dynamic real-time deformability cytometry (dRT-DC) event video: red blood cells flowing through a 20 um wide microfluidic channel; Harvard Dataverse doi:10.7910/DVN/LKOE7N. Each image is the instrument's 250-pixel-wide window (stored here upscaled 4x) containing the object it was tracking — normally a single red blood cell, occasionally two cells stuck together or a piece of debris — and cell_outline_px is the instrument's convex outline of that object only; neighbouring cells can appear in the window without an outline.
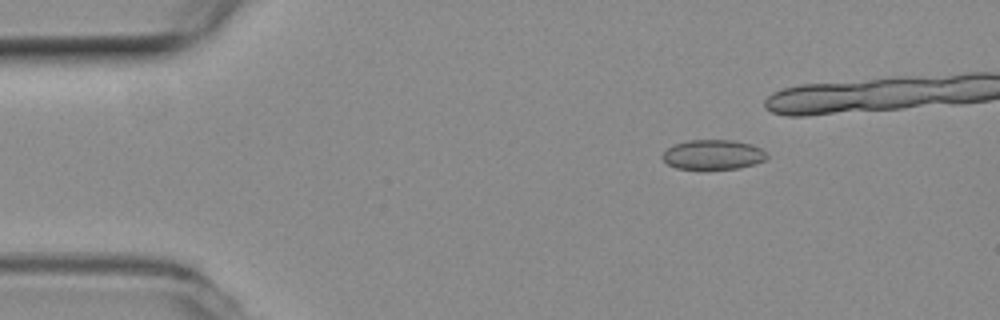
{"species": "common noctule bat (a hibernating species)", "species_latin": "Nyctalus noctula", "temperature_condition": "room temperature", "stored_images_in_passage": 7, "camera_frame_rate_fps": 3000, "um_per_image_px": 0.085, "animal": {"sex": "female", "body_mass_g": 19.3, "forearm_length_mm": 54.1}, "frame": {"image": 1, "passage_image": 1, "time_ms": 0.0, "image_size_px": [1000, 320], "cell_outline_px": [[768, 156], [764, 160], [756, 164], [740, 168], [676, 168], [668, 164], [660, 156], [672, 144], [688, 140], [732, 140], [752, 144], [768, 152]], "centroid_in_image_um": [60.63, 13.13], "position_along_channel_um": 24.4, "area_um2": 18.09}}
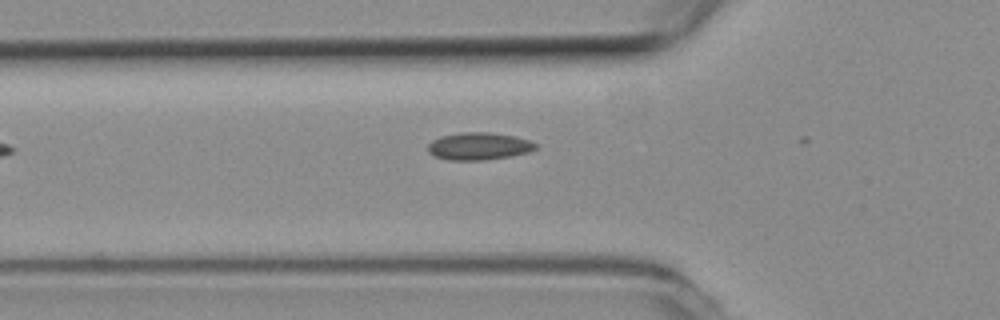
{"frame": {"image": 2, "passage_image": 7, "time_ms": 2.0, "image_size_px": [1000, 320], "cell_outline_px": [[536, 148], [528, 152], [512, 156], [480, 160], [448, 160], [436, 156], [428, 152], [428, 144], [432, 140], [440, 136], [460, 132], [488, 132], [512, 136], [528, 140], [536, 144]], "centroid_in_image_um": [40.66, 12.42], "position_along_channel_um": 85.1, "area_um2": 17.05}}